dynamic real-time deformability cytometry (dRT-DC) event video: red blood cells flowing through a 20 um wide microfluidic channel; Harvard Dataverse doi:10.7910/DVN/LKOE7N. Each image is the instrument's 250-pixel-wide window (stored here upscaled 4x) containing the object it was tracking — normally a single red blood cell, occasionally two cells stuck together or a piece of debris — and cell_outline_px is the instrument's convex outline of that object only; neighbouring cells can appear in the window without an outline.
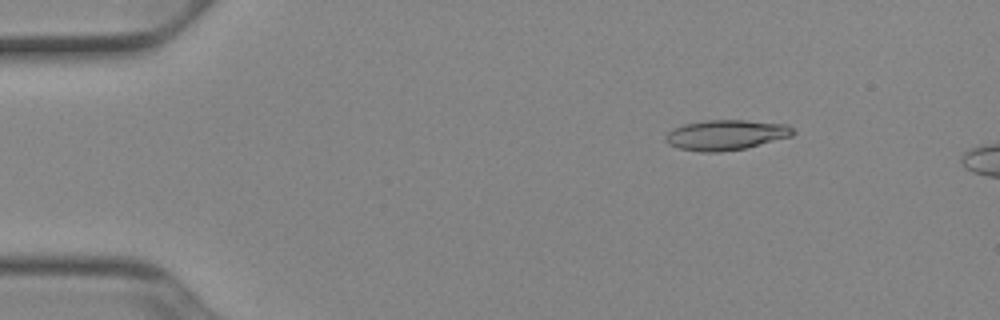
{"species": "Egyptian fruit bat (a non-hibernating species)", "species_latin": "Rousettus aegyptiacus", "temperature_condition": "cold", "stored_images_in_passage": 7, "camera_frame_rate_fps": 3000, "um_per_image_px": 0.085, "animal": {"sex": "female"}, "frame": {"image": 1, "passage_image": 2, "time_ms": 0.333, "image_size_px": [1000, 320], "cell_outline_px": [[796, 132], [792, 136], [744, 148], [720, 152], [700, 152], [680, 148], [668, 144], [664, 140], [664, 136], [672, 128], [684, 124], [708, 120], [748, 120], [788, 124]], "centroid_in_image_um": [61.69, 11.46], "position_along_channel_um": 23.3, "area_um2": 22.48}}